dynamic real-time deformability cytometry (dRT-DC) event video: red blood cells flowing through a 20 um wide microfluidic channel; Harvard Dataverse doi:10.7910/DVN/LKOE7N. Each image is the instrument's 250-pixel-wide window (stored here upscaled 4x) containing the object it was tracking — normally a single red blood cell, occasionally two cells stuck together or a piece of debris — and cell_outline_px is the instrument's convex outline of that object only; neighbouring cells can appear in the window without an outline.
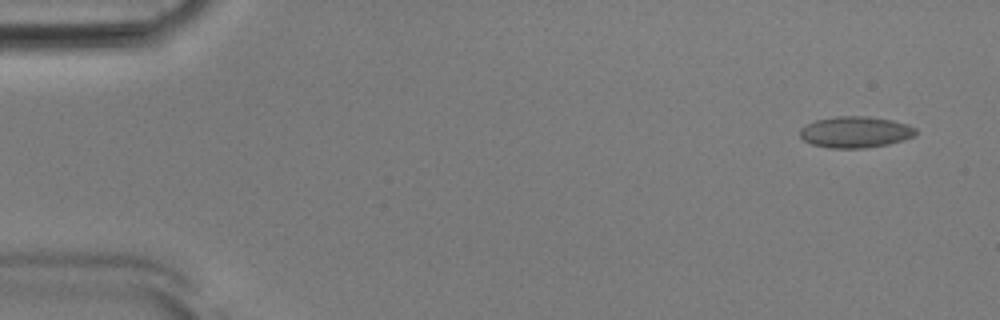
{"species": "Egyptian fruit bat (a non-hibernating species)", "species_latin": "Rousettus aegyptiacus", "temperature_condition": "room temperature", "stored_images_in_passage": 53, "camera_frame_rate_fps": 3000, "um_per_image_px": 0.085, "animal": {"sex": "male"}, "frame": {"image": 1, "passage_image": 3, "time_ms": 0.667, "image_size_px": [1000, 320], "cell_outline_px": [[916, 136], [904, 140], [888, 144], [864, 148], [828, 148], [812, 144], [804, 140], [800, 136], [800, 128], [816, 120], [836, 116], [868, 116], [892, 120], [908, 124], [916, 128]], "centroid_in_image_um": [72.73, 11.22], "position_along_channel_um": 12.3, "area_um2": 21.21}}
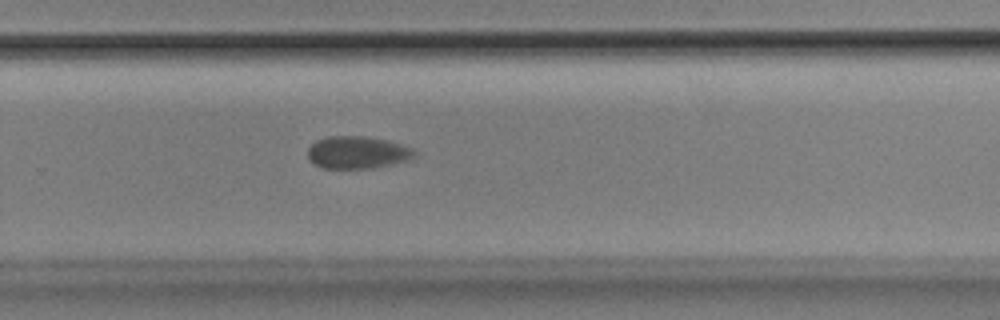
{"frame": {"image": 2, "passage_image": 35, "time_ms": 11.333, "image_size_px": [1000, 320], "cell_outline_px": [[416, 156], [408, 160], [392, 164], [372, 168], [324, 168], [308, 160], [308, 148], [316, 140], [328, 136], [368, 136], [388, 140], [412, 148], [416, 152]], "centroid_in_image_um": [30.38, 12.95], "position_along_channel_um": 299.4, "area_um2": 20.23}}
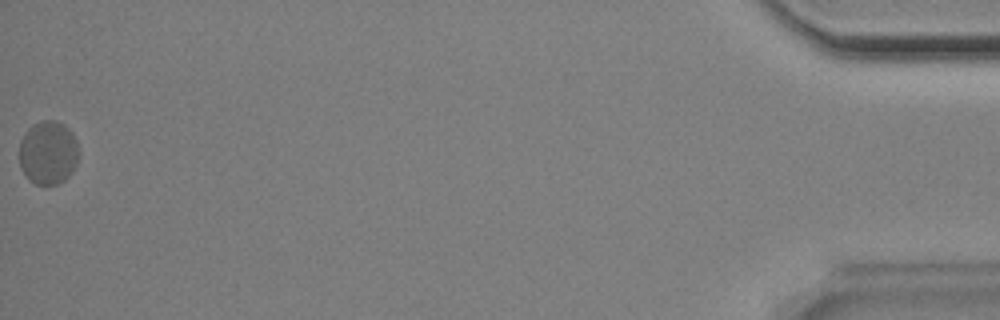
{"frame": {"image": 3, "passage_image": 53, "time_ms": 17.333, "image_size_px": [1000, 320], "cell_outline_px": [[80, 156], [72, 172], [64, 180], [56, 184], [36, 184], [28, 180], [20, 168], [20, 140], [24, 132], [32, 124], [44, 120], [56, 120], [64, 124], [72, 132], [76, 140], [80, 152]], "centroid_in_image_um": [4.1, 12.96], "position_along_channel_um": 431.1, "area_um2": 22.43}, "authors_computed_cell_mechanics": {"area_um2": 20.8658, "velocity_mm_per_s": 3.8222, "shape_relaxation_time_tau1_ms": 3.5512, "shape_relaxation_time_tau2_ms": null, "deformation_change_tau1": 0.064, "deformation_change_tau2": null}}